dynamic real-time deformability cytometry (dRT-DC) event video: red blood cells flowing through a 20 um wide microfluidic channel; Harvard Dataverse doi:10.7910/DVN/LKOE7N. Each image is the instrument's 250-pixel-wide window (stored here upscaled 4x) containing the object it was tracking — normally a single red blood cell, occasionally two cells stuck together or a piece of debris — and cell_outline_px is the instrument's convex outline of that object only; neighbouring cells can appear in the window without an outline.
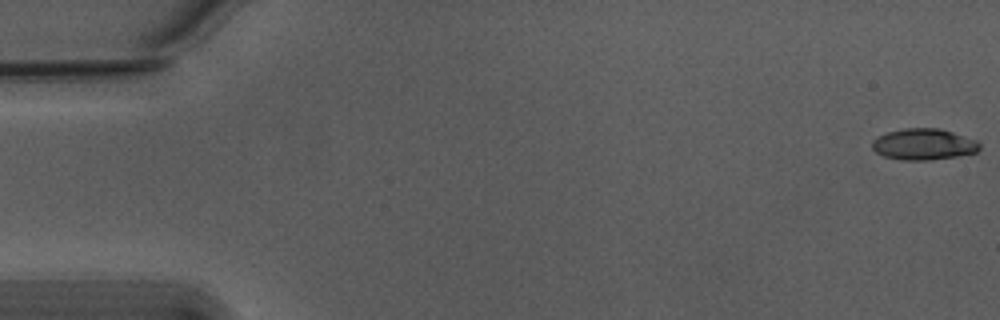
{"species": "Egyptian fruit bat (a non-hibernating species)", "species_latin": "Rousettus aegyptiacus", "temperature_condition": "warm", "stored_images_in_passage": 55, "camera_frame_rate_fps": 3000, "um_per_image_px": 0.085, "animal": {"sex": "male"}, "frame": {"image": 1, "passage_image": 1, "time_ms": 0.0, "image_size_px": [1000, 320], "cell_outline_px": [[980, 148], [976, 152], [960, 156], [932, 160], [900, 160], [884, 156], [876, 152], [872, 148], [872, 140], [876, 136], [888, 132], [904, 128], [940, 128], [976, 140], [980, 144]], "centroid_in_image_um": [78.5, 12.27], "position_along_channel_um": 6.5, "area_um2": 19.71}}
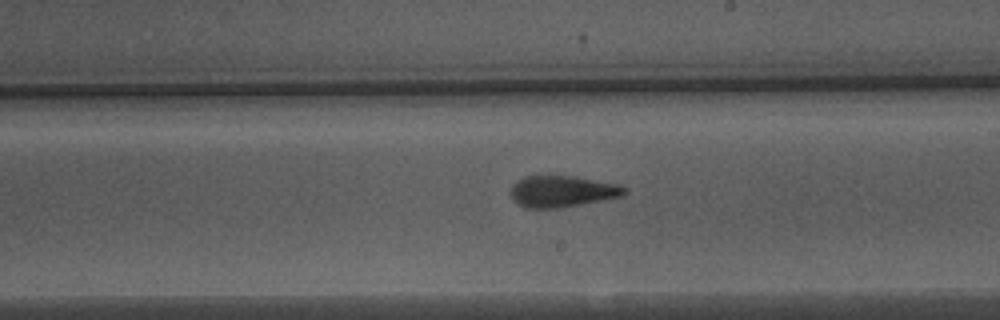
{"frame": {"image": 2, "passage_image": 32, "time_ms": 10.333, "image_size_px": [1000, 320], "cell_outline_px": [[628, 192], [624, 196], [560, 208], [528, 208], [520, 204], [512, 196], [512, 184], [524, 176], [576, 176], [616, 184], [628, 188]], "centroid_in_image_um": [47.85, 16.26], "position_along_channel_um": 241.2, "area_um2": 20.69}}
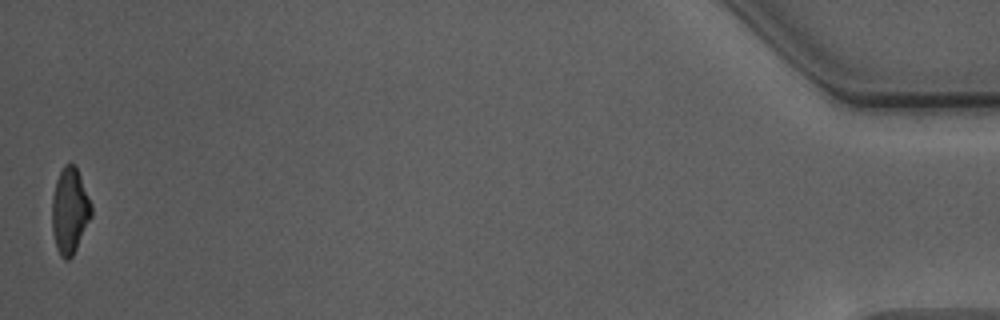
{"frame": {"image": 3, "passage_image": 55, "time_ms": 18.0, "image_size_px": [1000, 320], "cell_outline_px": [[92, 216], [72, 256], [68, 260], [64, 260], [60, 256], [56, 248], [52, 232], [52, 196], [56, 180], [64, 164], [76, 164], [92, 204]], "centroid_in_image_um": [5.93, 17.9], "position_along_channel_um": 429.3, "area_um2": 19.88}, "authors_computed_cell_mechanics": {"area_um2": 20.4612, "velocity_mm_per_s": 3.7669, "shape_relaxation_time_tau1_ms": 4.8633, "shape_relaxation_time_tau2_ms": 1.759, "deformation_change_tau1": 0.2085, "deformation_change_tau2": 0.098}}